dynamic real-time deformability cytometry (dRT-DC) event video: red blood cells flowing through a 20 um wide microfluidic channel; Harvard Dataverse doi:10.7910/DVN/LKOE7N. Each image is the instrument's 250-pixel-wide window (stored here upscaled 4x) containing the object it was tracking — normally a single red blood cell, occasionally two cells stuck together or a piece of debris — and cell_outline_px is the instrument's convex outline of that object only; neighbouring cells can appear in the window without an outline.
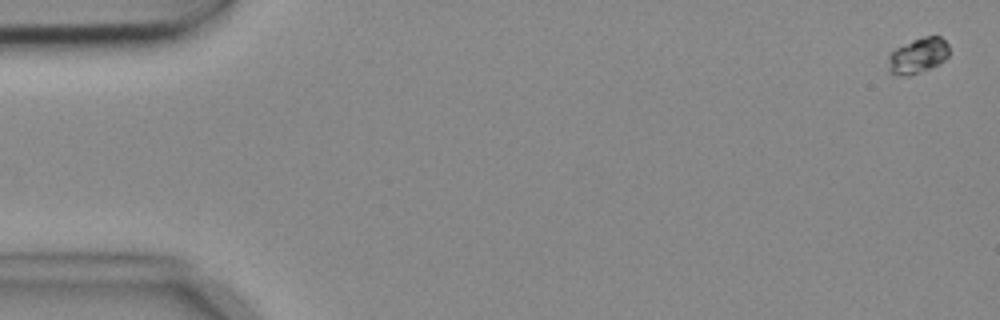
{"species": "common noctule bat (a hibernating species)", "species_latin": "Nyctalus noctula", "temperature_condition": "cold", "stored_images_in_passage": 6, "camera_frame_rate_fps": 3000, "um_per_image_px": 0.085, "animal": {"sex": "female", "body_mass_g": 18.4}, "frame": {"image": 1, "passage_image": 1, "time_ms": 0.0, "image_size_px": [1000, 320], "cell_outline_px": [[948, 56], [940, 64], [908, 76], [904, 76], [888, 72], [888, 56], [896, 48], [912, 40], [924, 36], [940, 36], [948, 44]], "centroid_in_image_um": [78.02, 4.73], "position_along_channel_um": 7.0, "area_um2": 12.54}}